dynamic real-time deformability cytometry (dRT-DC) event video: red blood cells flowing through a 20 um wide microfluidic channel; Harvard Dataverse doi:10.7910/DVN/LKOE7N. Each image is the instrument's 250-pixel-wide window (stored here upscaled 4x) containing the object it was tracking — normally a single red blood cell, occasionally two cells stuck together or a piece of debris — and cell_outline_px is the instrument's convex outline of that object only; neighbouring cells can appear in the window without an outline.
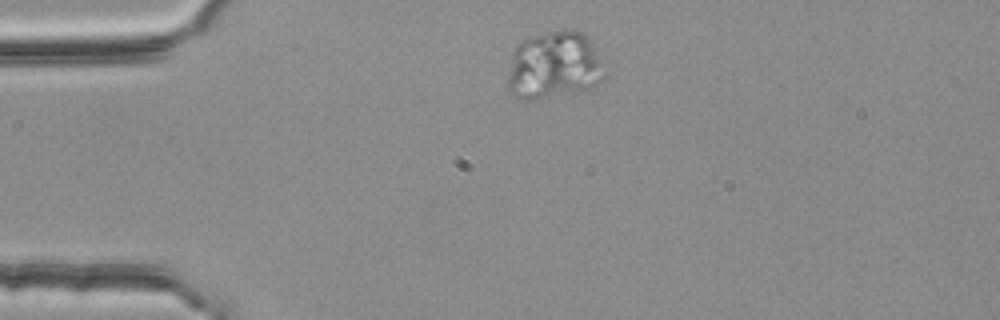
{"species": "common noctule bat (a hibernating species)", "species_latin": "Nyctalus noctula", "temperature_condition": "room temperature", "stored_images_in_passage": 4, "camera_frame_rate_fps": 3000, "um_per_image_px": 0.085, "animal": {"sex": "female", "body_mass_g": 25.1}, "frame": {"image": 1, "passage_image": 1, "time_ms": 0.0, "image_size_px": [1000, 320], "cell_outline_px": [[604, 76], [596, 84], [588, 88], [532, 100], [520, 100], [508, 96], [504, 84], [512, 52], [516, 44], [524, 40], [548, 32], [564, 28], [576, 28], [588, 40], [600, 64]], "centroid_in_image_um": [46.93, 5.58], "position_along_channel_um": 38.1, "area_um2": 38.03}}
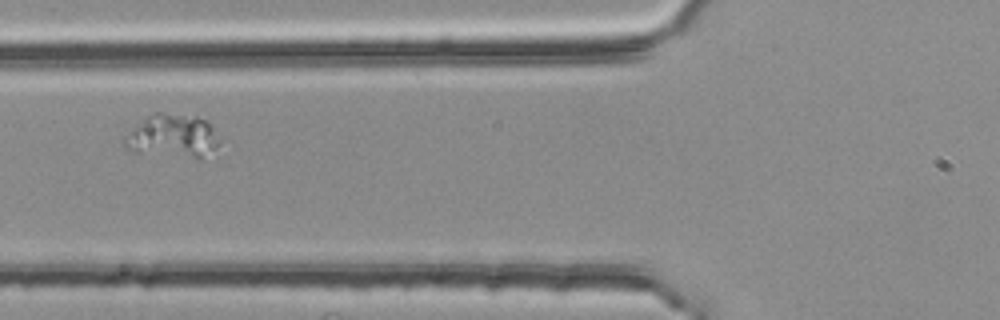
{"frame": {"image": 2, "passage_image": 3, "time_ms": 0.667, "image_size_px": [1000, 320], "cell_outline_px": [[220, 144], [200, 160], [196, 160], [132, 152], [124, 148], [120, 144], [120, 140], [124, 136], [148, 116], [156, 112], [160, 112], [196, 116], [208, 120], [220, 140]], "centroid_in_image_um": [14.65, 11.61], "position_along_channel_um": 111.2, "area_um2": 24.8}}
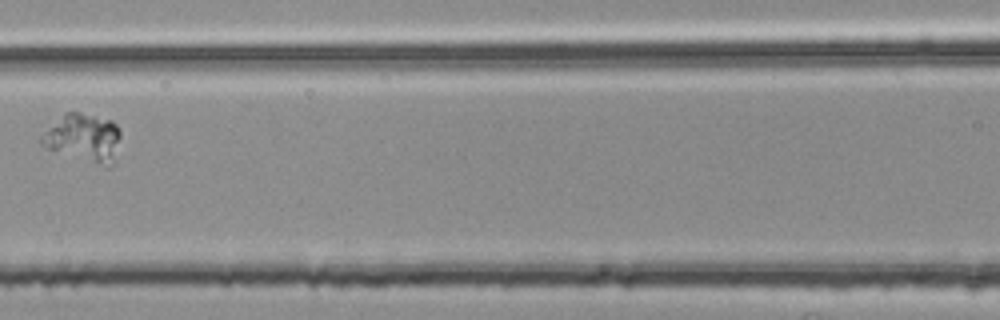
{"frame": {"image": 3, "passage_image": 4, "time_ms": 1.0, "image_size_px": [1000, 320], "cell_outline_px": [[120, 136], [112, 164], [108, 168], [104, 168], [48, 148], [40, 144], [40, 136], [64, 112], [80, 112], [112, 120], [116, 124], [120, 132]], "centroid_in_image_um": [7.1, 11.72], "position_along_channel_um": 159.5, "area_um2": 22.2}}